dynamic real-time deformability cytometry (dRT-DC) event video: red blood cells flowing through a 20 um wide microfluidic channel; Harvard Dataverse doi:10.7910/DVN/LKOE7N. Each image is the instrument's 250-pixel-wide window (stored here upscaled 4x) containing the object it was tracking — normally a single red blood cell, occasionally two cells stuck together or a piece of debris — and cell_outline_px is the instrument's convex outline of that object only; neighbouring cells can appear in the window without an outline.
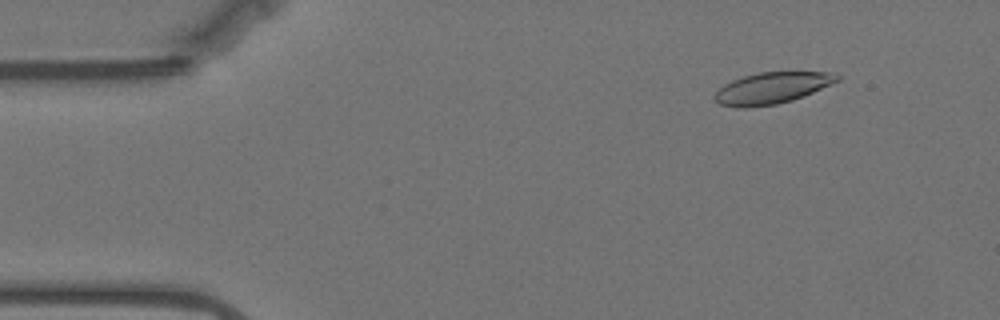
{"species": "Egyptian fruit bat (a non-hibernating species)", "species_latin": "Rousettus aegyptiacus", "temperature_condition": "warm", "stored_images_in_passage": 57, "camera_frame_rate_fps": 3000, "um_per_image_px": 0.085, "animal": {"sex": "female"}, "frame": {"image": 1, "passage_image": 6, "time_ms": 1.667, "image_size_px": [1000, 320], "cell_outline_px": [[840, 80], [832, 84], [792, 100], [776, 104], [744, 108], [736, 108], [720, 104], [712, 96], [724, 84], [732, 80], [744, 76], [760, 72], [836, 72], [840, 76]], "centroid_in_image_um": [65.61, 7.48], "position_along_channel_um": 19.4, "area_um2": 22.37}}
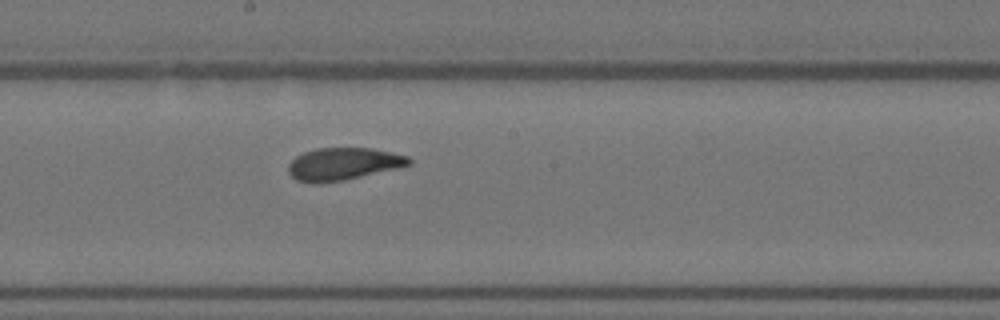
{"frame": {"image": 2, "passage_image": 30, "time_ms": 9.667, "image_size_px": [1000, 320], "cell_outline_px": [[412, 164], [396, 168], [344, 180], [320, 184], [312, 184], [296, 180], [288, 172], [288, 164], [296, 156], [304, 152], [316, 148], [372, 148], [408, 156], [412, 160]], "centroid_in_image_um": [29.14, 13.94], "position_along_channel_um": 219.1, "area_um2": 22.83}}
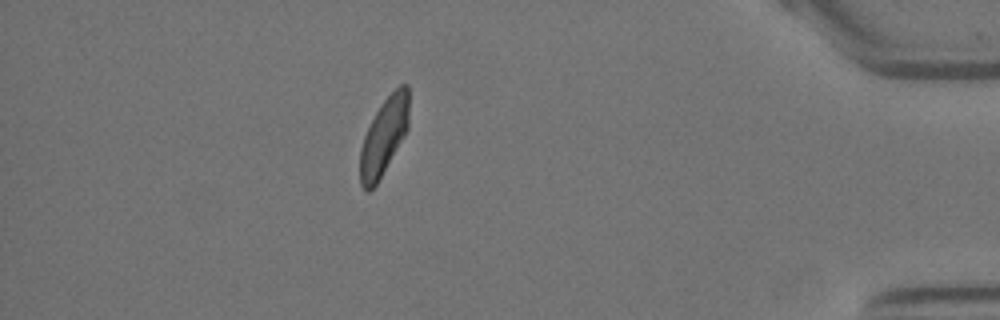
{"frame": {"image": 3, "passage_image": 50, "time_ms": 16.333, "image_size_px": [1000, 320], "cell_outline_px": [[408, 128], [404, 136], [376, 184], [368, 192], [360, 184], [360, 148], [364, 136], [380, 104], [400, 84], [408, 84]], "centroid_in_image_um": [32.62, 11.58], "position_along_channel_um": 402.6, "area_um2": 21.5}, "authors_computed_cell_mechanics": {"area_um2": 22.8888, "velocity_mm_per_s": 3.4866, "shape_relaxation_time_tau1_ms": 6.1048, "shape_relaxation_time_tau2_ms": 1.7781, "deformation_change_tau1": 0.1279, "deformation_change_tau2": 0.0812}}